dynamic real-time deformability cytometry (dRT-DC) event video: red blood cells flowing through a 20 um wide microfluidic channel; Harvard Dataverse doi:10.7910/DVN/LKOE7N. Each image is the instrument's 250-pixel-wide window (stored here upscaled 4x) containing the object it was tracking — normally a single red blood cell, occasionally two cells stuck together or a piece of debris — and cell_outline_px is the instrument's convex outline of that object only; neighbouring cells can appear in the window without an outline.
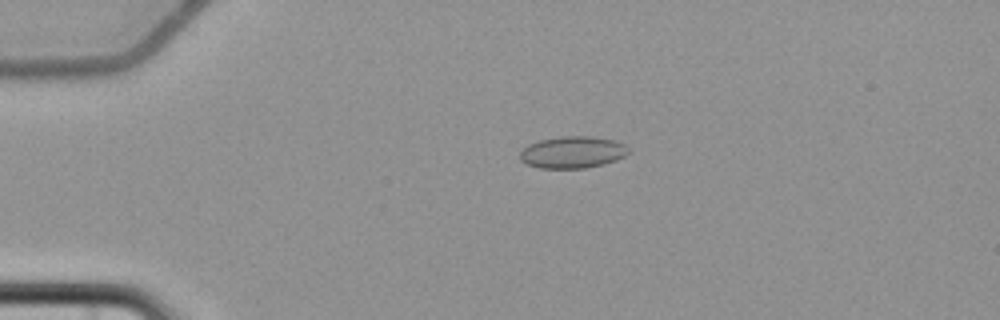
{"species": "common noctule bat (a hibernating species)", "species_latin": "Nyctalus noctula", "temperature_condition": "cold", "stored_images_in_passage": 6, "camera_frame_rate_fps": 3000, "um_per_image_px": 0.085, "animal": {"sex": "female", "body_mass_g": 22.7, "forearm_length_mm": 54.2}, "frame": {"image": 1, "passage_image": 2, "time_ms": 2.0, "image_size_px": [1000, 320], "cell_outline_px": [[628, 152], [624, 156], [616, 160], [604, 164], [584, 168], [540, 168], [528, 164], [520, 160], [520, 152], [528, 144], [540, 140], [560, 136], [592, 136], [616, 140], [624, 144], [628, 148]], "centroid_in_image_um": [48.67, 12.93], "position_along_channel_um": 36.3, "area_um2": 20.17}}
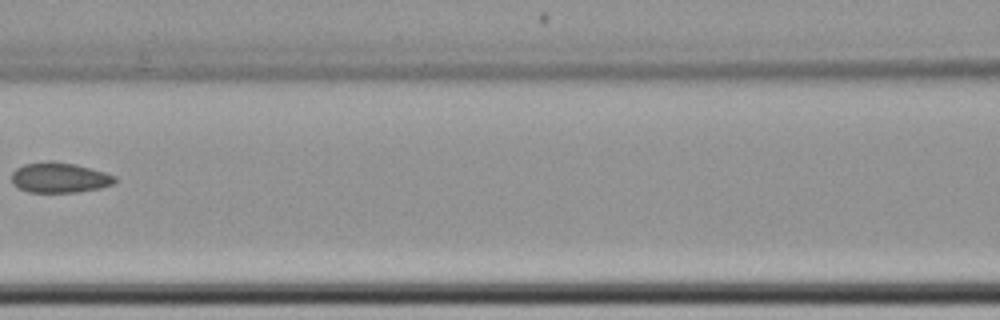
{"frame": {"image": 2, "passage_image": 5, "time_ms": 6.667, "image_size_px": [1000, 320], "cell_outline_px": [[116, 180], [112, 184], [100, 188], [76, 192], [28, 192], [12, 184], [12, 172], [16, 168], [24, 164], [48, 160], [76, 164], [104, 172], [116, 176]], "centroid_in_image_um": [5.03, 15.09], "position_along_channel_um": 161.6, "area_um2": 18.21}}
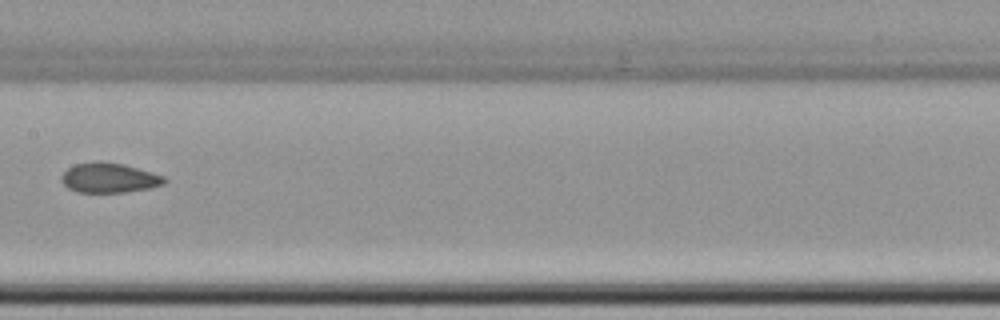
{"frame": {"image": 3, "passage_image": 6, "time_ms": 7.667, "image_size_px": [1000, 320], "cell_outline_px": [[168, 180], [164, 184], [152, 188], [124, 192], [76, 192], [68, 188], [60, 180], [60, 176], [68, 168], [76, 164], [100, 160], [124, 164], [152, 172], [164, 176]], "centroid_in_image_um": [9.29, 15.11], "position_along_channel_um": 198.1, "area_um2": 18.09}}